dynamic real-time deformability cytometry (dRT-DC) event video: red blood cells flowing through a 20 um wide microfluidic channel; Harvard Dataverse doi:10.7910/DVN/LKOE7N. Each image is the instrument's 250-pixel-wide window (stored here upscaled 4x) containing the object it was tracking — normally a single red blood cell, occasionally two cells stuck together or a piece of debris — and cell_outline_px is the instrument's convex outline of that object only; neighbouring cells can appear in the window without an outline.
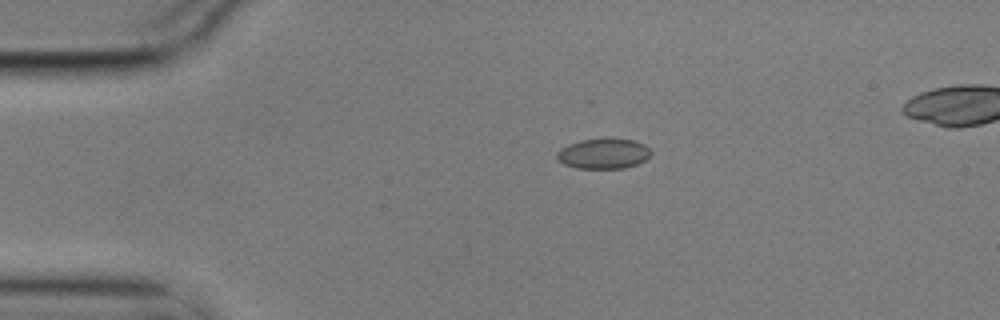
{"species": "common noctule bat (a hibernating species)", "species_latin": "Nyctalus noctula", "temperature_condition": "cold", "stored_images_in_passage": 7, "camera_frame_rate_fps": 3000, "um_per_image_px": 0.085, "animal": {"sex": "male", "body_mass_g": 17.9}, "frame": {"image": 1, "passage_image": 4, "time_ms": 1.0, "image_size_px": [1000, 320], "cell_outline_px": [[652, 152], [644, 160], [636, 164], [624, 168], [576, 168], [564, 164], [556, 160], [556, 152], [560, 148], [568, 144], [580, 140], [604, 136], [608, 136], [632, 140], [644, 144]], "centroid_in_image_um": [51.25, 13.02], "position_along_channel_um": 33.8, "area_um2": 17.05}}
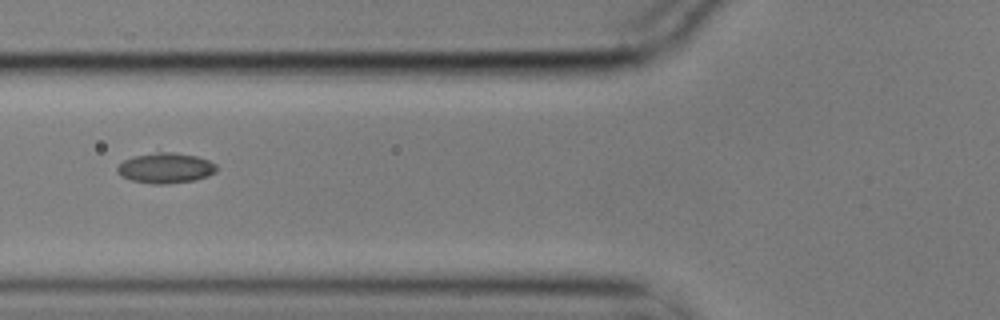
{"frame": {"image": 2, "passage_image": 7, "time_ms": 2.0, "image_size_px": [1000, 320], "cell_outline_px": [[216, 172], [208, 176], [196, 180], [164, 184], [152, 184], [132, 180], [120, 176], [116, 172], [116, 168], [124, 160], [132, 156], [156, 152], [172, 152], [196, 156], [208, 160], [216, 164]], "centroid_in_image_um": [14.06, 14.28], "position_along_channel_um": 111.7, "area_um2": 17.63}}